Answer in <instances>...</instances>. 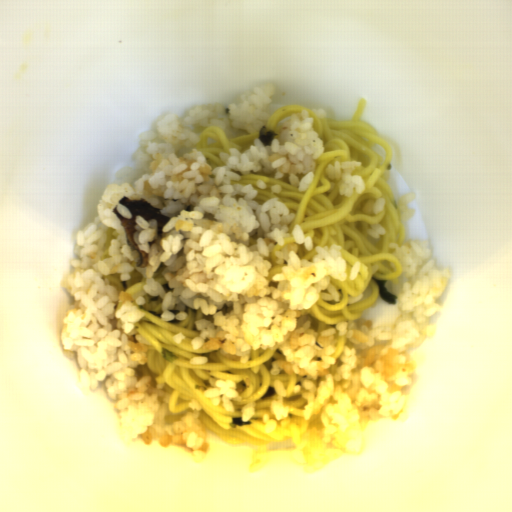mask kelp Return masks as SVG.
<instances>
[{
	"label": "kelp",
	"instance_id": "obj_2",
	"mask_svg": "<svg viewBox=\"0 0 512 512\" xmlns=\"http://www.w3.org/2000/svg\"><path fill=\"white\" fill-rule=\"evenodd\" d=\"M258 135H259V140L261 141V143L263 144V146H268V145H271L272 141L273 140H276V133L265 127L264 125L262 126L261 130H258Z\"/></svg>",
	"mask_w": 512,
	"mask_h": 512
},
{
	"label": "kelp",
	"instance_id": "obj_3",
	"mask_svg": "<svg viewBox=\"0 0 512 512\" xmlns=\"http://www.w3.org/2000/svg\"><path fill=\"white\" fill-rule=\"evenodd\" d=\"M251 425V421H243L242 417H232L231 422L229 423L230 428L242 427Z\"/></svg>",
	"mask_w": 512,
	"mask_h": 512
},
{
	"label": "kelp",
	"instance_id": "obj_1",
	"mask_svg": "<svg viewBox=\"0 0 512 512\" xmlns=\"http://www.w3.org/2000/svg\"><path fill=\"white\" fill-rule=\"evenodd\" d=\"M377 285L378 289V297L381 298L383 301H385L388 304H395L396 302V295L390 292L387 287L386 283L388 282L386 279H375L371 278Z\"/></svg>",
	"mask_w": 512,
	"mask_h": 512
},
{
	"label": "kelp",
	"instance_id": "obj_4",
	"mask_svg": "<svg viewBox=\"0 0 512 512\" xmlns=\"http://www.w3.org/2000/svg\"><path fill=\"white\" fill-rule=\"evenodd\" d=\"M161 356L162 358L167 361L168 363H172L176 361V354L170 351L169 349H161Z\"/></svg>",
	"mask_w": 512,
	"mask_h": 512
}]
</instances>
